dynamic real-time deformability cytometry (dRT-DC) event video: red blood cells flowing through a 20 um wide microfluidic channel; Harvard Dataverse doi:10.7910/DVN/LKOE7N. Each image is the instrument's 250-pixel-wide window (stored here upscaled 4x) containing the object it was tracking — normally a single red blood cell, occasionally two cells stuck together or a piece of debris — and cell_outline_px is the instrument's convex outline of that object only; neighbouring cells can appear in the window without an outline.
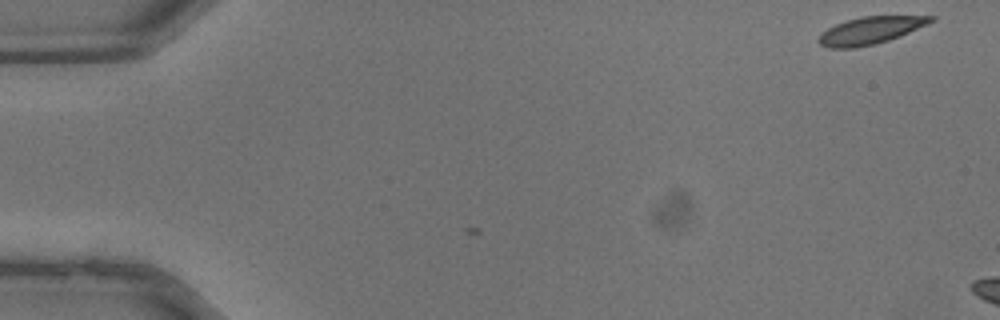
{"species": "common noctule bat (a hibernating species)", "species_latin": "Nyctalus noctula", "temperature_condition": "warm", "stored_images_in_passage": 3, "camera_frame_rate_fps": 3000, "um_per_image_px": 0.085, "animal": {"sex": "male", "body_mass_g": 13.3}, "frame": {"image": 1, "passage_image": 1, "time_ms": 0.0, "image_size_px": [1000, 320], "cell_outline_px": [[936, 20], [928, 24], [900, 36], [876, 44], [852, 48], [828, 48], [820, 44], [816, 40], [820, 32], [836, 24], [860, 16], [936, 16]], "centroid_in_image_um": [73.96, 2.59], "position_along_channel_um": 11.0, "area_um2": 17.92}}